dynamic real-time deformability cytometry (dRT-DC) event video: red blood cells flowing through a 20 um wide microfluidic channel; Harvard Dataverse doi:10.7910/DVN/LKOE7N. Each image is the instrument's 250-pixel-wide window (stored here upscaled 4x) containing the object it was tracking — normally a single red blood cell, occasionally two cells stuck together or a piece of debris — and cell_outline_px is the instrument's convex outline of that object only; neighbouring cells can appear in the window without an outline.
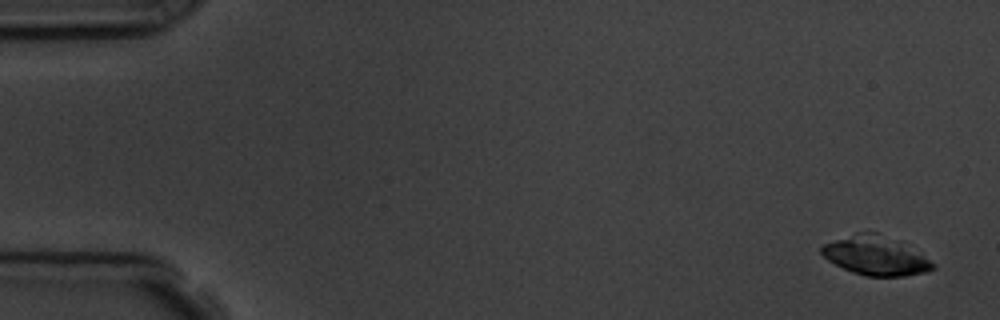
{"species": "common noctule bat (a hibernating species)", "species_latin": "Nyctalus noctula", "temperature_condition": "room temperature", "stored_images_in_passage": 5, "camera_frame_rate_fps": 3000, "um_per_image_px": 0.085, "animal": {"sex": "male", "body_mass_g": 19.5, "forearm_length_mm": 54.6}, "frame": {"image": 1, "passage_image": 1, "time_ms": 0.0, "image_size_px": [1000, 320], "cell_outline_px": [[936, 268], [924, 272], [904, 276], [864, 276], [852, 272], [828, 260], [820, 252], [820, 248], [824, 244], [856, 232], [876, 232], [924, 256], [936, 264]], "centroid_in_image_um": [74.38, 21.75], "position_along_channel_um": 10.6, "area_um2": 24.62}}
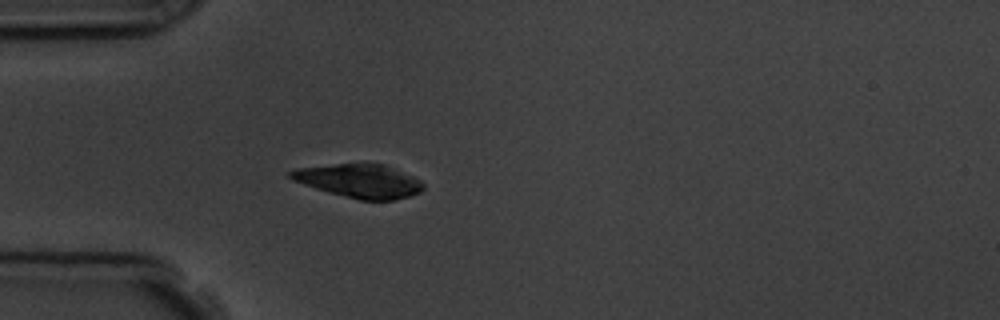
{"frame": {"image": 2, "passage_image": 5, "time_ms": 4.667, "image_size_px": [1000, 320], "cell_outline_px": [[424, 188], [420, 192], [396, 200], [360, 200], [328, 192], [292, 180], [288, 176], [288, 172], [296, 168], [336, 164], [384, 164], [412, 176], [420, 180], [424, 184]], "centroid_in_image_um": [30.55, 15.38], "position_along_channel_um": 54.5, "area_um2": 25.72}}